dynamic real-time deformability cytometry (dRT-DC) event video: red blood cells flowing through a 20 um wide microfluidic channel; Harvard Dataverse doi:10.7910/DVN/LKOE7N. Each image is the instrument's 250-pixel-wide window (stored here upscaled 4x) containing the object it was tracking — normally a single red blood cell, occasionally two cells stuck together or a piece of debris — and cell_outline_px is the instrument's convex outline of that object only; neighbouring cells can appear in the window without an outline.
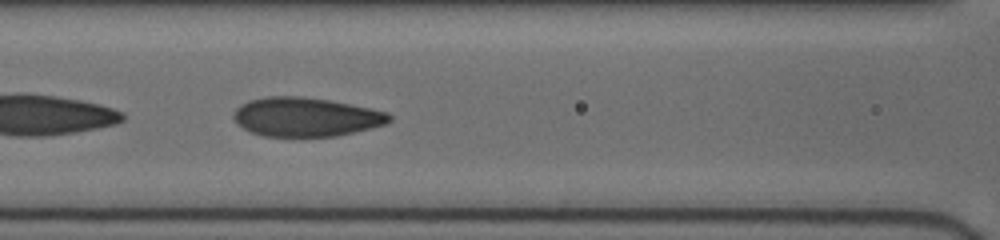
{"species": "human", "species_latin": "Homo sapiens", "temperature_condition": "cold", "stored_images_in_passage": 58, "camera_frame_rate_fps": 3000, "um_per_image_px": 0.085, "donor": {"sex": "female"}, "frame": {"image": 1, "passage_image": 12, "time_ms": 2.667, "image_size_px": [1000, 240], "cell_outline_px": [[392, 120], [388, 124], [372, 128], [336, 136], [264, 136], [248, 132], [236, 124], [232, 116], [236, 108], [240, 104], [248, 100], [268, 96], [300, 96], [328, 100], [388, 112], [392, 116]], "centroid_in_image_um": [25.96, 9.94], "position_along_channel_um": 140.6, "area_um2": 35.6}}
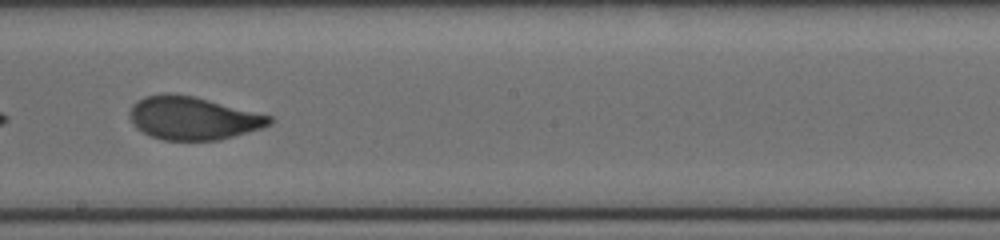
{"frame": {"image": 2, "passage_image": 28, "time_ms": 5.0, "image_size_px": [1000, 240], "cell_outline_px": [[272, 124], [260, 128], [220, 140], [164, 140], [152, 136], [136, 128], [128, 116], [128, 112], [132, 104], [136, 100], [144, 96], [168, 92], [192, 96], [272, 116]], "centroid_in_image_um": [16.34, 10.03], "position_along_channel_um": 231.9, "area_um2": 34.97}}
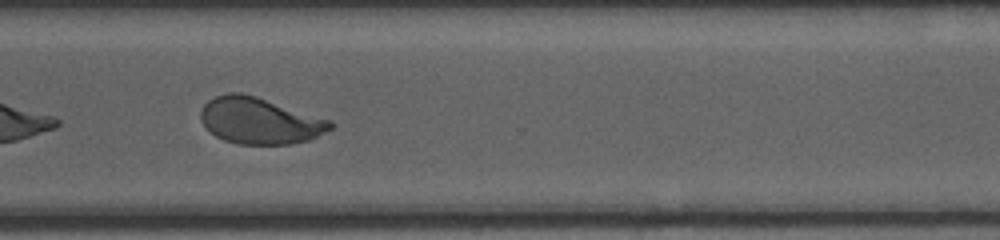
{"frame": {"image": 3, "passage_image": 47, "time_ms": 8.0, "image_size_px": [1000, 240], "cell_outline_px": [[332, 128], [308, 140], [292, 144], [240, 144], [224, 140], [208, 132], [200, 116], [200, 112], [204, 104], [208, 100], [216, 96], [228, 92], [240, 92], [256, 96], [332, 120]], "centroid_in_image_um": [22.05, 10.25], "position_along_channel_um": 348.5, "area_um2": 35.03}}